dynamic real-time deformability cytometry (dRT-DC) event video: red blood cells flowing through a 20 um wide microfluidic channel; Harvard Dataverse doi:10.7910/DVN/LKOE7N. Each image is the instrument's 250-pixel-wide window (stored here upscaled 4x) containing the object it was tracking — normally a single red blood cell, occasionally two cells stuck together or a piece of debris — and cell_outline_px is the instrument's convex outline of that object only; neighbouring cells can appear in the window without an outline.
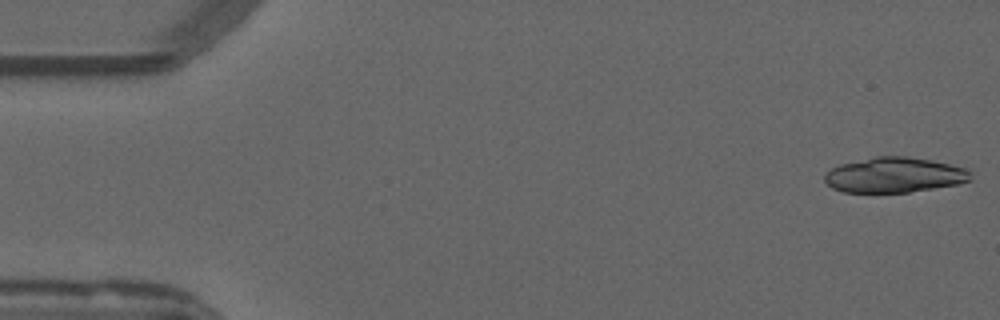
{"species": "common noctule bat (a hibernating species)", "species_latin": "Nyctalus noctula", "temperature_condition": "warm", "stored_images_in_passage": 17, "camera_frame_rate_fps": 3000, "um_per_image_px": 0.085, "animal": {"sex": "male", "forearm_length_mm": 52.5}, "frame": {"image": 1, "passage_image": 1, "time_ms": 0.0, "image_size_px": [1000, 320], "cell_outline_px": [[972, 180], [956, 184], [908, 192], [844, 192], [832, 188], [824, 180], [824, 176], [832, 168], [840, 164], [876, 156], [908, 156], [932, 160], [964, 168], [972, 172]], "centroid_in_image_um": [76.03, 14.87], "position_along_channel_um": 9.0, "area_um2": 29.77}}